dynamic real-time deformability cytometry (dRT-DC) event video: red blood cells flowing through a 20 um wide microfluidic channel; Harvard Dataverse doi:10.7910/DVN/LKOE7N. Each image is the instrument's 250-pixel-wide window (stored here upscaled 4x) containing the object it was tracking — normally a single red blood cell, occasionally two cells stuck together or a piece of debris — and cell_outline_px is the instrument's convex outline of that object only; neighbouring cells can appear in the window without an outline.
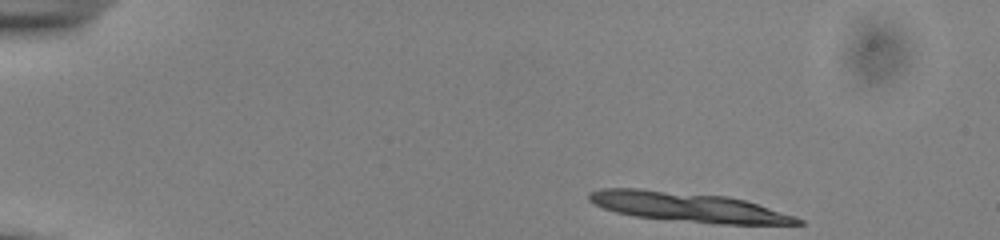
{"species": "common noctule bat (a hibernating species)", "species_latin": "Nyctalus noctula", "temperature_condition": "cold", "stored_images_in_passage": 10, "camera_frame_rate_fps": 3000, "um_per_image_px": 0.085, "animal": {"sex": "male", "body_mass_g": 13.0, "forearm_length_mm": 53.1}, "frame": {"image": 1, "passage_image": 1, "time_ms": 0.0, "image_size_px": [1000, 240], "cell_outline_px": [[804, 224], [716, 224], [636, 216], [616, 212], [604, 208], [588, 200], [588, 192], [600, 188], [640, 188], [728, 196], [744, 200], [796, 216], [804, 220]], "centroid_in_image_um": [58.49, 17.59], "position_along_channel_um": 26.5, "area_um2": 35.78}}